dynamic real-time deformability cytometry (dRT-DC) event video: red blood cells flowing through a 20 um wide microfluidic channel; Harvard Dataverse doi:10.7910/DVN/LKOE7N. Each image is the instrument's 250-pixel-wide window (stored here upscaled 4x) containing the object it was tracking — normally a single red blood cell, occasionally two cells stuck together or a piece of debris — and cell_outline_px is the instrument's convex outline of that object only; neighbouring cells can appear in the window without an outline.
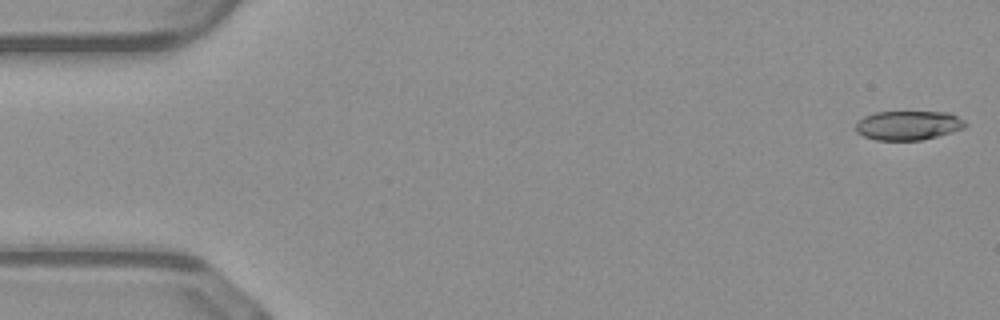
{"species": "common noctule bat (a hibernating species)", "species_latin": "Nyctalus noctula", "temperature_condition": "warm", "stored_images_in_passage": 50, "camera_frame_rate_fps": 3000, "um_per_image_px": 0.085, "animal": {"sex": "male", "body_mass_g": 23.1, "forearm_length_mm": 52.7}, "frame": {"image": 1, "passage_image": 1, "time_ms": 0.0, "image_size_px": [1000, 320], "cell_outline_px": [[968, 124], [964, 128], [936, 136], [920, 140], [876, 140], [864, 136], [856, 132], [856, 120], [864, 116], [876, 112], [948, 112], [964, 120]], "centroid_in_image_um": [77.17, 10.65], "position_along_channel_um": 7.8, "area_um2": 18.61}}
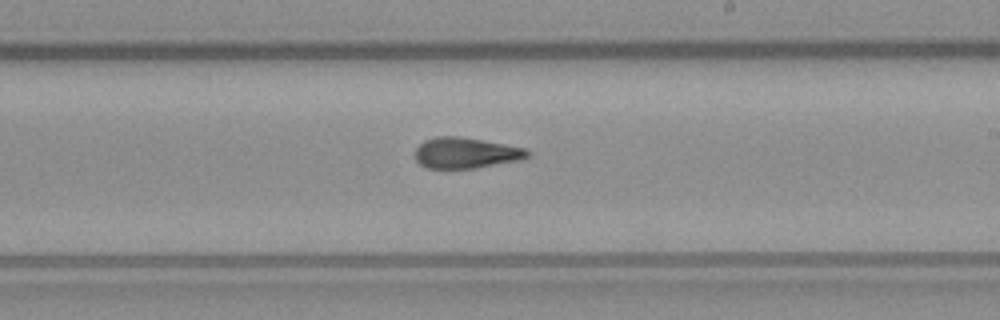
{"frame": {"image": 2, "passage_image": 29, "time_ms": 9.333, "image_size_px": [1000, 320], "cell_outline_px": [[532, 152], [528, 156], [520, 160], [476, 168], [428, 168], [420, 164], [416, 160], [416, 148], [424, 140], [436, 136], [460, 136], [504, 144], [524, 148]], "centroid_in_image_um": [39.59, 12.99], "position_along_channel_um": 249.4, "area_um2": 20.11}}
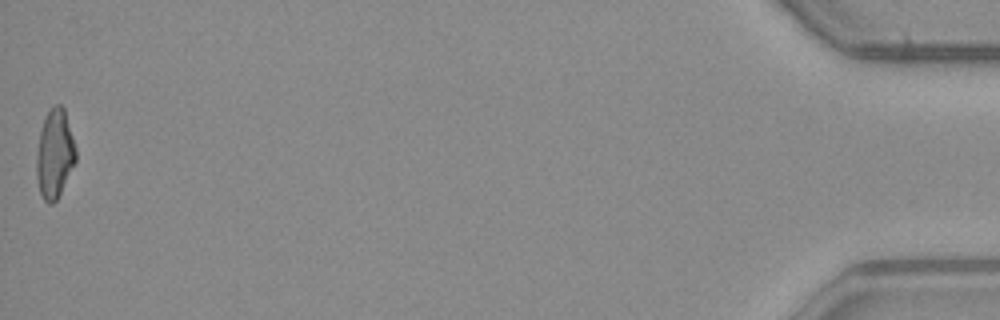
{"frame": {"image": 3, "passage_image": 50, "time_ms": 16.333, "image_size_px": [1000, 320], "cell_outline_px": [[76, 160], [56, 200], [52, 204], [48, 204], [44, 200], [40, 192], [36, 176], [36, 156], [40, 132], [44, 116], [52, 104], [60, 104], [64, 108], [76, 148]], "centroid_in_image_um": [4.63, 13.04], "position_along_channel_um": 430.6, "area_um2": 20.29}, "authors_computed_cell_mechanics": {"area_um2": 20.4612, "velocity_mm_per_s": 4.121, "shape_relaxation_time_tau1_ms": 8.8778, "shape_relaxation_time_tau2_ms": 2.6883, "deformation_change_tau1": 0.286, "deformation_change_tau2": 0.1185}}